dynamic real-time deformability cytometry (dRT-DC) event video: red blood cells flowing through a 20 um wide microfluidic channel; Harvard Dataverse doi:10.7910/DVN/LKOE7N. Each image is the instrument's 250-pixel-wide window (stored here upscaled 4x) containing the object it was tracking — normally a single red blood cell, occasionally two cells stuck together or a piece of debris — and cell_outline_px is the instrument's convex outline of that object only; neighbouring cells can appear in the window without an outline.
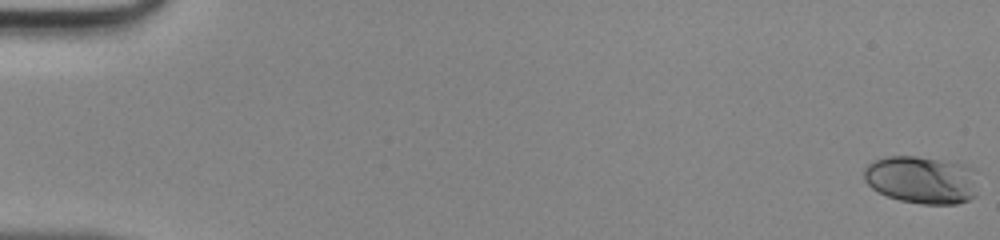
{"species": "human", "species_latin": "Homo sapiens", "temperature_condition": "room temperature", "stored_images_in_passage": 49, "camera_frame_rate_fps": 3000, "um_per_image_px": 0.085, "donor": {"sex": "male"}, "frame": {"image": 1, "passage_image": 1, "time_ms": 0.0, "image_size_px": [1000, 240], "cell_outline_px": [[976, 196], [968, 200], [956, 204], [924, 204], [900, 200], [888, 196], [872, 188], [864, 180], [864, 168], [872, 160], [884, 156], [916, 156], [956, 160], [976, 168]], "centroid_in_image_um": [78.39, 15.24], "position_along_channel_um": 6.6, "area_um2": 32.54}}
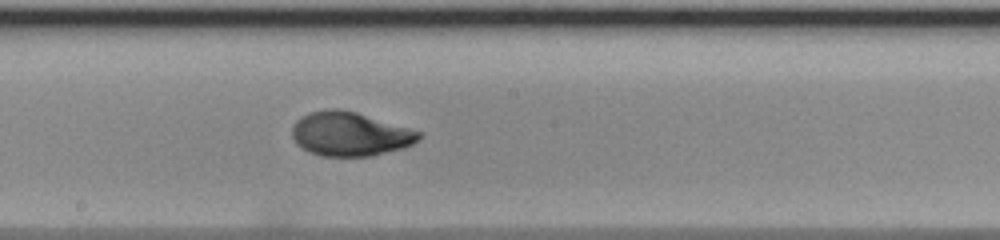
{"frame": {"image": 2, "passage_image": 28, "time_ms": 9.0, "image_size_px": [1000, 240], "cell_outline_px": [[420, 140], [404, 148], [372, 156], [320, 156], [308, 152], [296, 144], [292, 136], [292, 128], [296, 120], [308, 112], [324, 108], [340, 108], [356, 112], [408, 128], [420, 132]], "centroid_in_image_um": [29.7, 11.39], "position_along_channel_um": 218.5, "area_um2": 32.71}}
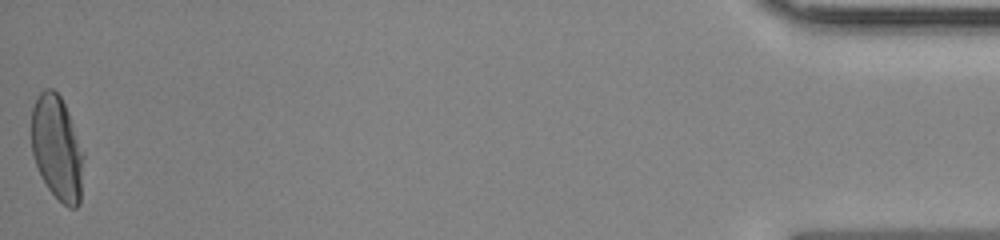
{"frame": {"image": 3, "passage_image": 49, "time_ms": 16.0, "image_size_px": [1000, 240], "cell_outline_px": [[84, 156], [80, 204], [76, 208], [68, 208], [48, 188], [36, 164], [32, 152], [32, 108], [36, 96], [44, 88], [52, 88], [60, 96], [68, 112], [84, 152]], "centroid_in_image_um": [4.86, 12.57], "position_along_channel_um": 430.3, "area_um2": 31.67}}